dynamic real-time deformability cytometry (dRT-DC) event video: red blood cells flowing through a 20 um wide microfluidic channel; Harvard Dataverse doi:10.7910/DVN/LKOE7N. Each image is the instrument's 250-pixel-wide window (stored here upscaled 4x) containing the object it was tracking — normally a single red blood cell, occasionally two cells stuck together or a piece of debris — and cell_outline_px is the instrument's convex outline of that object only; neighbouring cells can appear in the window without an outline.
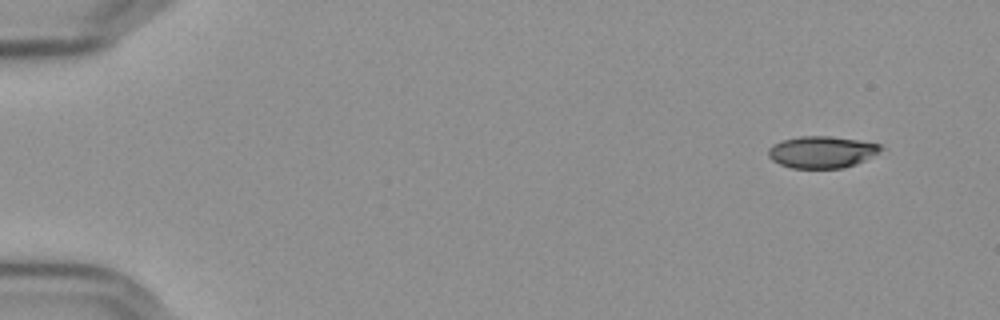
{"species": "Egyptian fruit bat (a non-hibernating species)", "species_latin": "Rousettus aegyptiacus", "temperature_condition": "cold", "stored_images_in_passage": 53, "camera_frame_rate_fps": 3000, "um_per_image_px": 0.085, "frame": {"image": 1, "passage_image": 1, "time_ms": 0.0, "image_size_px": [1000, 320], "cell_outline_px": [[884, 148], [864, 160], [856, 164], [844, 168], [792, 168], [780, 164], [772, 160], [768, 156], [768, 148], [772, 144], [784, 140], [800, 136], [832, 136], [880, 144]], "centroid_in_image_um": [69.82, 12.92], "position_along_channel_um": 15.2, "area_um2": 20.75}}
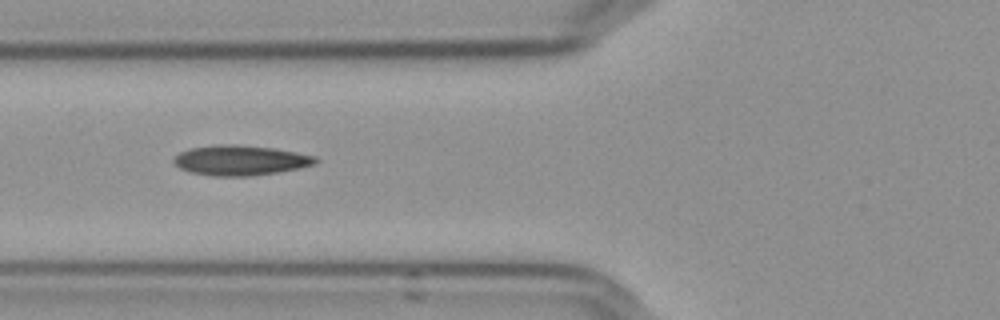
{"frame": {"image": 2, "passage_image": 19, "time_ms": 6.0, "image_size_px": [1000, 320], "cell_outline_px": [[320, 160], [316, 164], [300, 168], [252, 176], [212, 176], [192, 172], [180, 168], [172, 160], [180, 152], [192, 148], [216, 144], [236, 144], [272, 148], [296, 152], [316, 156]], "centroid_in_image_um": [20.47, 13.62], "position_along_channel_um": 105.3, "area_um2": 24.8}}
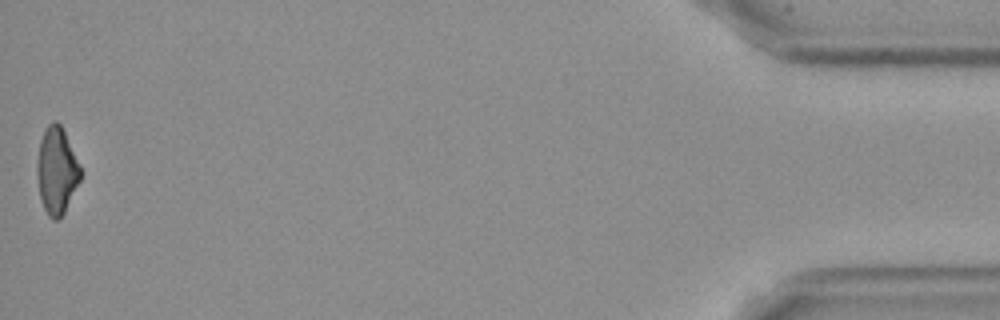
{"frame": {"image": 3, "passage_image": 53, "time_ms": 17.333, "image_size_px": [1000, 320], "cell_outline_px": [[84, 172], [64, 212], [56, 220], [52, 220], [48, 216], [40, 200], [36, 172], [36, 168], [40, 140], [44, 128], [52, 120], [56, 120], [60, 124]], "centroid_in_image_um": [4.81, 14.49], "position_along_channel_um": 430.4, "area_um2": 22.14}, "authors_computed_cell_mechanics": {"area_um2": 23.2934, "velocity_mm_per_s": 3.6326, "shape_relaxation_time_tau1_ms": 4.5949, "shape_relaxation_time_tau2_ms": 4.0267, "deformation_change_tau1": 0.132, "deformation_change_tau2": 0.1191}}